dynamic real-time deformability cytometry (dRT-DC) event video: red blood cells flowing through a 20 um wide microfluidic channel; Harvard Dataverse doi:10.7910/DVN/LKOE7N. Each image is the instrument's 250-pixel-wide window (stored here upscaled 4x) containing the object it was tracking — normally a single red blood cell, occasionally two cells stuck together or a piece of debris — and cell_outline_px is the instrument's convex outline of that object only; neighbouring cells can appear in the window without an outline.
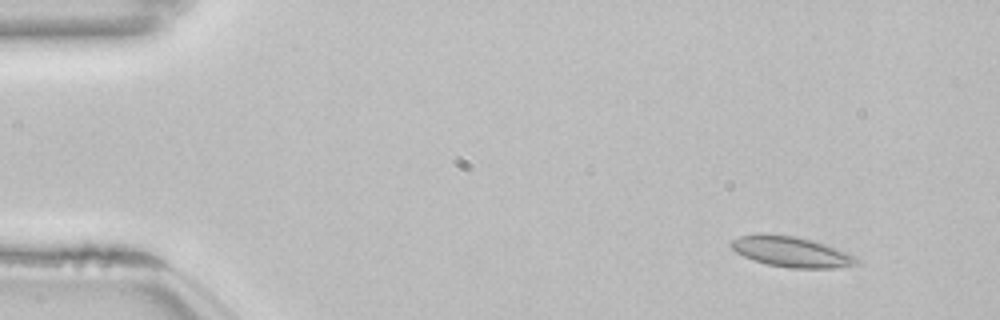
{"species": "common noctule bat (a hibernating species)", "species_latin": "Nyctalus noctula", "temperature_condition": "room temperature", "stored_images_in_passage": 16, "camera_frame_rate_fps": 3000, "um_per_image_px": 0.085, "animal": {"sex": "female", "body_mass_g": 22.7, "forearm_length_mm": 54.2}, "frame": {"image": 1, "passage_image": 5, "time_ms": 1.333, "image_size_px": [1000, 320], "cell_outline_px": [[860, 264], [836, 268], [788, 268], [768, 264], [744, 256], [736, 252], [728, 244], [732, 240], [740, 236], [792, 236], [812, 240], [848, 252], [856, 256], [860, 260]], "centroid_in_image_um": [67.36, 21.44], "position_along_channel_um": 17.6, "area_um2": 21.68}}